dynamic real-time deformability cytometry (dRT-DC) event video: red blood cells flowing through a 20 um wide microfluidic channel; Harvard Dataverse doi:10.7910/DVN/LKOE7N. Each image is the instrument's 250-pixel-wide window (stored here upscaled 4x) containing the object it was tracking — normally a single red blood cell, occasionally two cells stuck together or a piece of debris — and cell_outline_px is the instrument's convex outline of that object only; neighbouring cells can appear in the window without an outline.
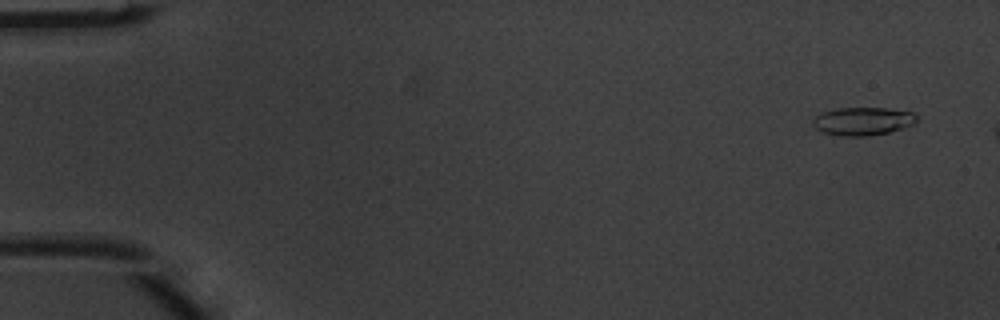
{"species": "common noctule bat (a hibernating species)", "species_latin": "Nyctalus noctula", "temperature_condition": "warm", "stored_images_in_passage": 3, "camera_frame_rate_fps": 3000, "um_per_image_px": 0.085, "animal": {"sex": "male", "body_mass_g": 20.1, "forearm_length_mm": 53.5}, "frame": {"image": 1, "passage_image": 1, "time_ms": 0.0, "image_size_px": [1000, 320], "cell_outline_px": [[916, 124], [904, 128], [888, 132], [864, 136], [840, 136], [824, 132], [816, 128], [812, 124], [812, 120], [820, 112], [836, 108], [884, 108], [916, 112]], "centroid_in_image_um": [73.35, 10.29], "position_along_channel_um": 11.7, "area_um2": 17.11}}